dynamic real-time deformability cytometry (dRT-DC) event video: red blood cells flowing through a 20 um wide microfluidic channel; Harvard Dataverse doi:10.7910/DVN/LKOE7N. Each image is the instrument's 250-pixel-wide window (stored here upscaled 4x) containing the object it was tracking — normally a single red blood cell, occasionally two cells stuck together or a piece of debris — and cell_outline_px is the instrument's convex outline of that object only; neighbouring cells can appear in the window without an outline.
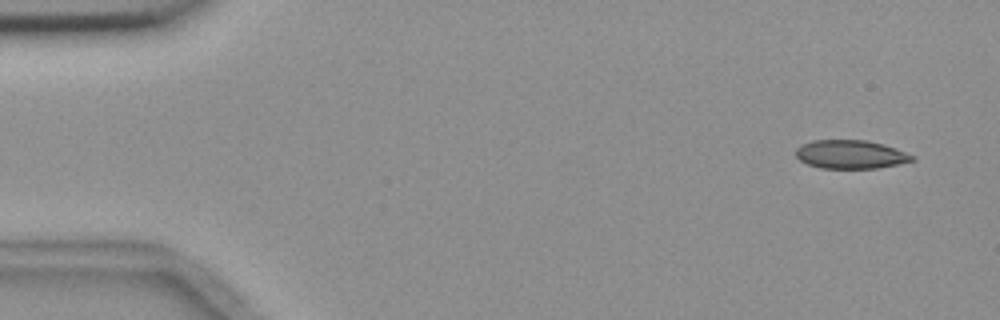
{"species": "common noctule bat (a hibernating species)", "species_latin": "Nyctalus noctula", "temperature_condition": "room temperature", "stored_images_in_passage": 8, "camera_frame_rate_fps": 3000, "um_per_image_px": 0.085, "animal": {"sex": "female", "body_mass_g": 18.4}, "frame": {"image": 1, "passage_image": 2, "time_ms": 1.0, "image_size_px": [1000, 320], "cell_outline_px": [[916, 160], [880, 168], [820, 168], [808, 164], [800, 160], [796, 156], [796, 148], [800, 144], [812, 140], [868, 140], [884, 144], [896, 148], [916, 156]], "centroid_in_image_um": [72.33, 13.12], "position_along_channel_um": 12.7, "area_um2": 19.59}}
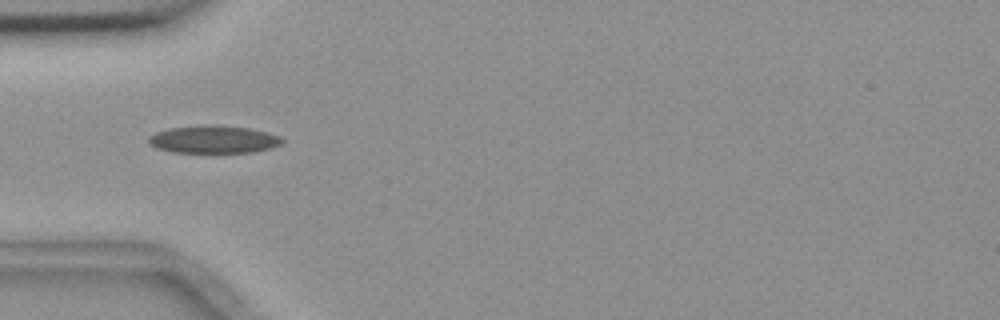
{"frame": {"image": 2, "passage_image": 6, "time_ms": 5.667, "image_size_px": [1000, 320], "cell_outline_px": [[284, 144], [272, 148], [256, 152], [172, 152], [156, 148], [148, 144], [148, 136], [156, 132], [168, 128], [204, 124], [208, 124], [248, 128], [268, 132], [280, 136], [284, 140]], "centroid_in_image_um": [18.16, 11.84], "position_along_channel_um": 66.8, "area_um2": 21.85}}
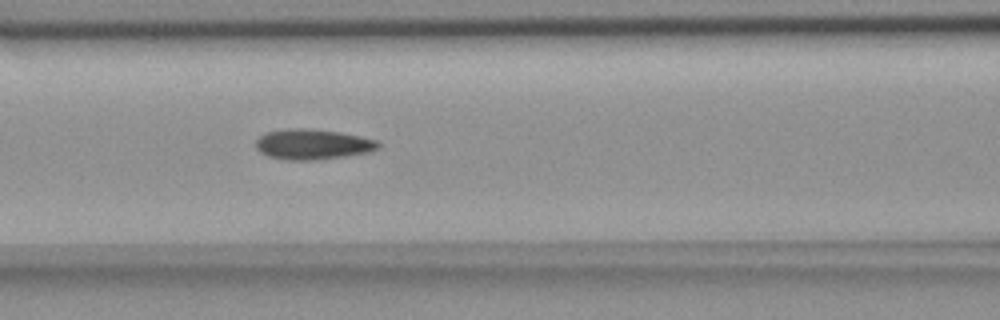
{"frame": {"image": 3, "passage_image": 8, "time_ms": 7.667, "image_size_px": [1000, 320], "cell_outline_px": [[380, 148], [368, 152], [344, 156], [312, 160], [284, 160], [268, 156], [260, 152], [256, 148], [256, 140], [264, 132], [288, 128], [308, 128], [340, 132], [380, 140]], "centroid_in_image_um": [26.57, 12.25], "position_along_channel_um": 140.0, "area_um2": 21.85}}